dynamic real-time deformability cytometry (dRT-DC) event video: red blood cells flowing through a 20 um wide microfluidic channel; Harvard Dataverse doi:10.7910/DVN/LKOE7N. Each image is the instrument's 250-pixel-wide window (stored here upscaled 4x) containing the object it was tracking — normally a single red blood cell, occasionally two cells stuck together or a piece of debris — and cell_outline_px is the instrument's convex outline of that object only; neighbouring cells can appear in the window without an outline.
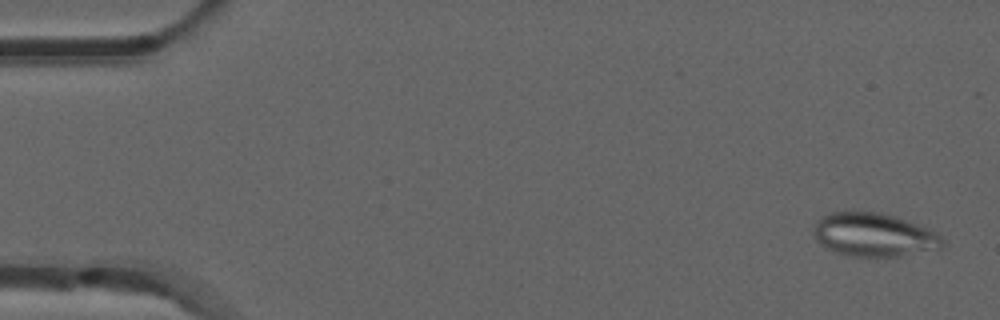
{"species": "common noctule bat (a hibernating species)", "species_latin": "Nyctalus noctula", "temperature_condition": "room temperature", "stored_images_in_passage": 49, "camera_frame_rate_fps": 3000, "um_per_image_px": 0.085, "animal": {"sex": "male", "forearm_length_mm": 52.5}, "frame": {"image": 1, "passage_image": 2, "time_ms": 0.333, "image_size_px": [1000, 320], "cell_outline_px": [[948, 244], [944, 248], [900, 256], [852, 256], [836, 252], [820, 244], [812, 236], [812, 232], [820, 216], [832, 212], [876, 212], [892, 216], [928, 228], [944, 236]], "centroid_in_image_um": [74.33, 19.97], "position_along_channel_um": 10.7, "area_um2": 32.77}}
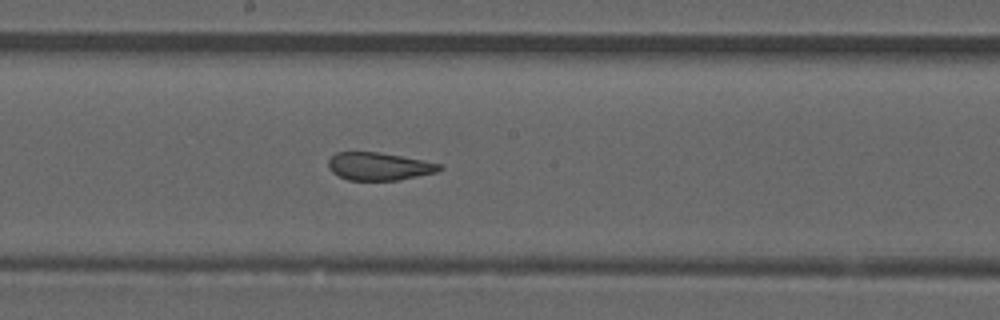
{"frame": {"image": 2, "passage_image": 28, "time_ms": 9.0, "image_size_px": [1000, 320], "cell_outline_px": [[444, 168], [436, 172], [400, 180], [348, 180], [332, 172], [328, 168], [328, 160], [336, 152], [380, 152], [424, 160], [440, 164]], "centroid_in_image_um": [32.22, 14.14], "position_along_channel_um": 216.0, "area_um2": 18.03}}
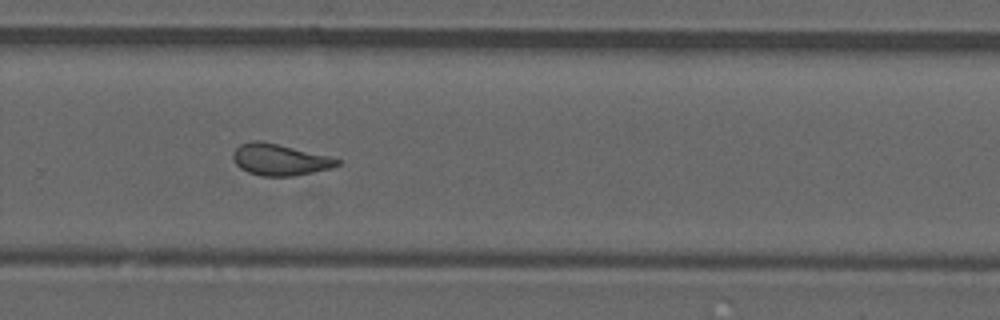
{"frame": {"image": 3, "passage_image": 35, "time_ms": 11.333, "image_size_px": [1000, 320], "cell_outline_px": [[340, 164], [332, 168], [292, 176], [260, 176], [248, 172], [240, 168], [236, 164], [232, 156], [232, 152], [240, 144], [252, 140], [260, 140], [328, 156], [340, 160]], "centroid_in_image_um": [23.73, 13.57], "position_along_channel_um": 306.1, "area_um2": 18.96}, "authors_computed_cell_mechanics": {"area_um2": 19.5942, "velocity_mm_per_s": 3.8733, "shape_relaxation_time_tau1_ms": null, "shape_relaxation_time_tau2_ms": 1.4098, "deformation_change_tau1": null, "deformation_change_tau2": 0.098}}